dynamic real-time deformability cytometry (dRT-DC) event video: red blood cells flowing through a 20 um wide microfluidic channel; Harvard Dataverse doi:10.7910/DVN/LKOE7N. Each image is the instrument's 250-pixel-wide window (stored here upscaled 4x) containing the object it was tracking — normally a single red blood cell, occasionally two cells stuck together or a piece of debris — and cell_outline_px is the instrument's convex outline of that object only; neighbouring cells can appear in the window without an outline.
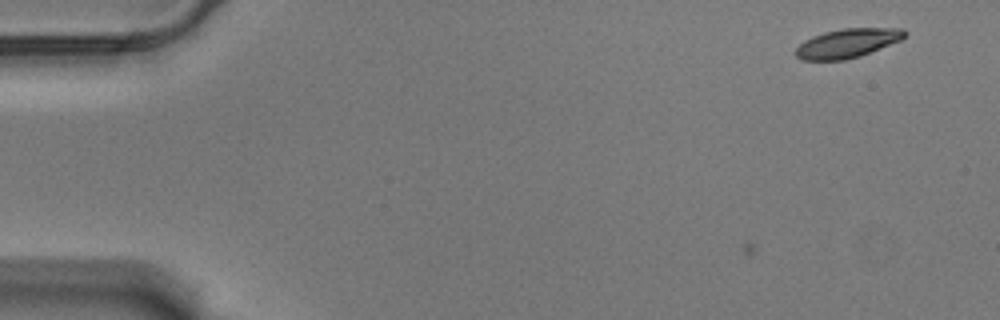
{"species": "Egyptian fruit bat (a non-hibernating species)", "species_latin": "Rousettus aegyptiacus", "temperature_condition": "warm", "stored_images_in_passage": 4, "camera_frame_rate_fps": 3000, "um_per_image_px": 0.085, "animal": {"sex": "male"}, "frame": {"image": 1, "passage_image": 1, "time_ms": 0.0, "image_size_px": [1000, 320], "cell_outline_px": [[908, 36], [900, 40], [860, 56], [844, 60], [800, 60], [792, 52], [804, 40], [812, 36], [824, 32], [844, 28], [904, 28], [908, 32]], "centroid_in_image_um": [72.02, 3.67], "position_along_channel_um": 13.0, "area_um2": 18.61}}